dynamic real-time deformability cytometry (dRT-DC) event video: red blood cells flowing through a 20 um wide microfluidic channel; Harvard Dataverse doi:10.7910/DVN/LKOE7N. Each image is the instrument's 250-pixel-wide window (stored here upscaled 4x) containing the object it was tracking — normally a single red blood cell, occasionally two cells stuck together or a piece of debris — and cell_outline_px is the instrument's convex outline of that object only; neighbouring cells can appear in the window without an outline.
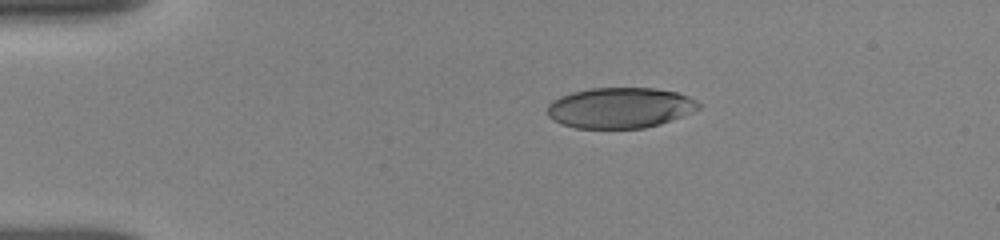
{"species": "human", "species_latin": "Homo sapiens", "temperature_condition": "room temperature", "stored_images_in_passage": 43, "camera_frame_rate_fps": 3000, "um_per_image_px": 0.085, "donor": {"sex": "female"}, "frame": {"image": 1, "passage_image": 1, "time_ms": 0.0, "image_size_px": [1000, 240], "cell_outline_px": [[700, 108], [692, 112], [660, 124], [644, 128], [576, 128], [560, 124], [548, 116], [548, 104], [552, 100], [560, 96], [572, 92], [592, 88], [656, 88], [676, 92], [688, 96], [696, 100], [700, 104]], "centroid_in_image_um": [52.69, 9.16], "position_along_channel_um": 32.3, "area_um2": 35.84}}
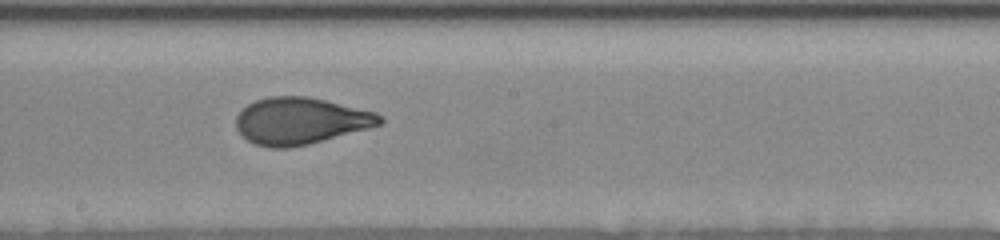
{"frame": {"image": 2, "passage_image": 20, "time_ms": 6.333, "image_size_px": [1000, 240], "cell_outline_px": [[384, 124], [308, 144], [288, 148], [272, 148], [256, 144], [248, 140], [236, 128], [236, 116], [248, 104], [256, 100], [268, 96], [304, 96], [324, 100], [376, 112], [384, 120]], "centroid_in_image_um": [25.54, 10.28], "position_along_channel_um": 222.7, "area_um2": 38.9}}
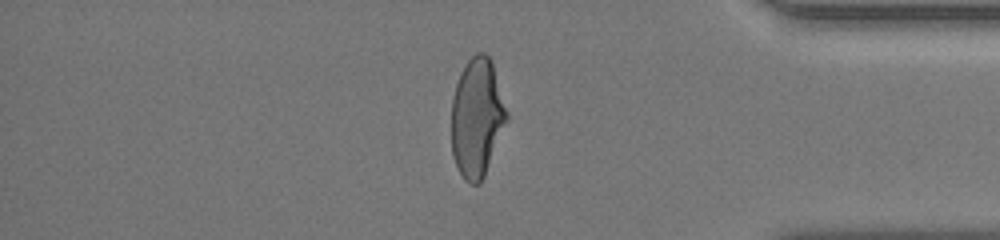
{"frame": {"image": 3, "passage_image": 35, "time_ms": 11.333, "image_size_px": [1000, 240], "cell_outline_px": [[508, 120], [484, 176], [480, 184], [472, 184], [464, 180], [452, 156], [452, 100], [456, 84], [460, 72], [468, 60], [476, 52], [484, 52], [492, 60], [508, 112]], "centroid_in_image_um": [40.55, 9.98], "position_along_channel_um": 394.6, "area_um2": 38.44}, "authors_computed_cell_mechanics": {"area_um2": 39.1884, "velocity_mm_per_s": 3.8567, "shape_relaxation_time_tau1_ms": 5.0345, "shape_relaxation_time_tau2_ms": 0.7773, "deformation_change_tau1": 0.1992, "deformation_change_tau2": 0.0669}}